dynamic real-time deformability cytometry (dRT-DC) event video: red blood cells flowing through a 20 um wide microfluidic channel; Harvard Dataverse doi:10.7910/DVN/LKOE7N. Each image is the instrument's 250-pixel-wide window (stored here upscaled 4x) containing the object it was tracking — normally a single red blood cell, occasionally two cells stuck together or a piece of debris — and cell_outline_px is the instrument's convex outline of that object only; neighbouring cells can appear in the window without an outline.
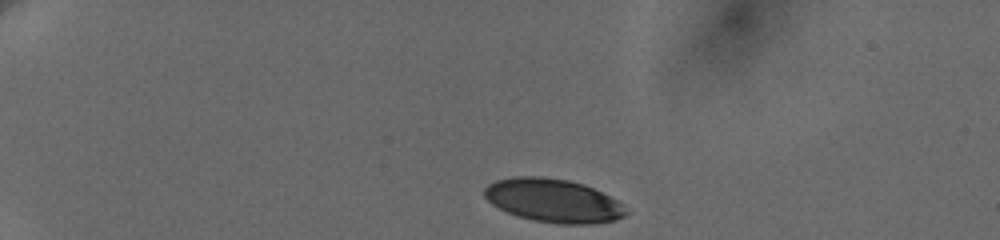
{"species": "human", "species_latin": "Homo sapiens", "temperature_condition": "cold", "stored_images_in_passage": 22, "camera_frame_rate_fps": 3000, "um_per_image_px": 0.085, "donor": {"sex": "female"}, "frame": {"image": 1, "passage_image": 1, "time_ms": 0.0, "image_size_px": [1000, 240], "cell_outline_px": [[628, 212], [624, 216], [616, 220], [592, 224], [556, 224], [532, 220], [516, 216], [492, 204], [484, 196], [484, 188], [488, 184], [496, 180], [512, 176], [540, 176], [568, 180], [584, 184], [624, 204]], "centroid_in_image_um": [47.02, 17.05], "position_along_channel_um": 38.0, "area_um2": 36.01}}
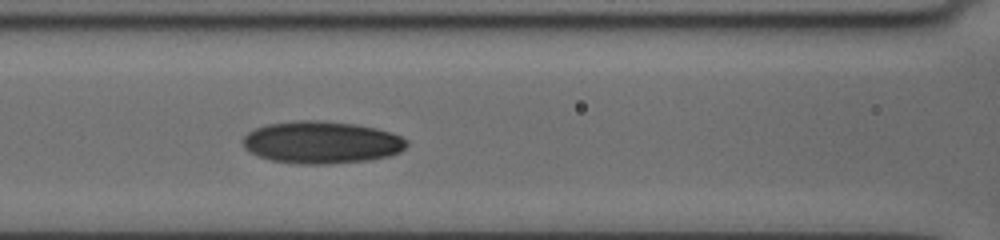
{"frame": {"image": 2, "passage_image": 13, "time_ms": 5.0, "image_size_px": [1000, 240], "cell_outline_px": [[408, 144], [400, 152], [388, 156], [372, 160], [328, 164], [296, 164], [272, 160], [260, 156], [244, 148], [244, 136], [248, 132], [256, 128], [268, 124], [296, 120], [316, 120], [356, 124], [376, 128], [400, 136], [408, 140]], "centroid_in_image_um": [27.36, 12.1], "position_along_channel_um": 139.2, "area_um2": 40.29}}
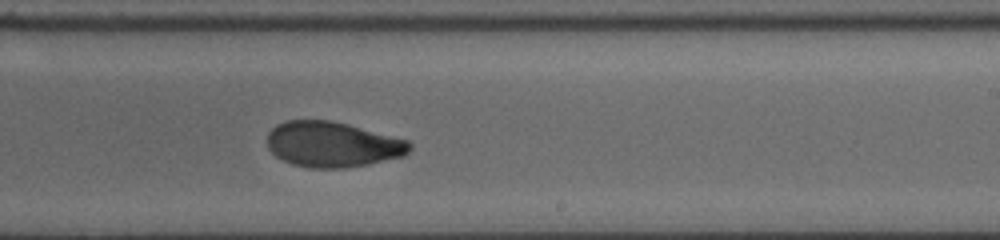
{"frame": {"image": 3, "passage_image": 22, "time_ms": 8.333, "image_size_px": [1000, 240], "cell_outline_px": [[412, 148], [404, 156], [368, 164], [344, 168], [312, 168], [292, 164], [276, 156], [268, 148], [268, 132], [276, 124], [284, 120], [332, 120], [348, 124], [408, 140], [412, 144]], "centroid_in_image_um": [28.26, 12.27], "position_along_channel_um": 260.7, "area_um2": 37.8}}